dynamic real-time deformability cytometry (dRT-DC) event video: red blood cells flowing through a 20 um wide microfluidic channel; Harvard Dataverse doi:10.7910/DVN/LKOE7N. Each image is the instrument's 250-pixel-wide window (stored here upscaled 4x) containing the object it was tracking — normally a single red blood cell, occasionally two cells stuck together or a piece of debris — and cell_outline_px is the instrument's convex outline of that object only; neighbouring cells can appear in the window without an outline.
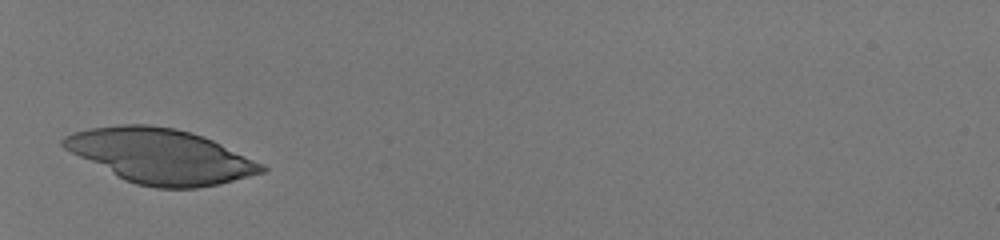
{"species": "human", "species_latin": "Homo sapiens", "temperature_condition": "room temperature", "stored_images_in_passage": 28, "camera_frame_rate_fps": 3000, "um_per_image_px": 0.085, "donor": {"sex": "male"}, "frame": {"image": 1, "passage_image": 1, "time_ms": 0.0, "image_size_px": [1000, 240], "cell_outline_px": [[268, 168], [264, 172], [216, 184], [196, 188], [156, 188], [136, 184], [124, 180], [64, 148], [60, 144], [60, 140], [64, 136], [72, 132], [88, 128], [120, 124], [148, 124], [176, 128], [192, 132], [204, 136], [264, 164]], "centroid_in_image_um": [13.62, 13.25], "position_along_channel_um": 71.4, "area_um2": 62.89}}